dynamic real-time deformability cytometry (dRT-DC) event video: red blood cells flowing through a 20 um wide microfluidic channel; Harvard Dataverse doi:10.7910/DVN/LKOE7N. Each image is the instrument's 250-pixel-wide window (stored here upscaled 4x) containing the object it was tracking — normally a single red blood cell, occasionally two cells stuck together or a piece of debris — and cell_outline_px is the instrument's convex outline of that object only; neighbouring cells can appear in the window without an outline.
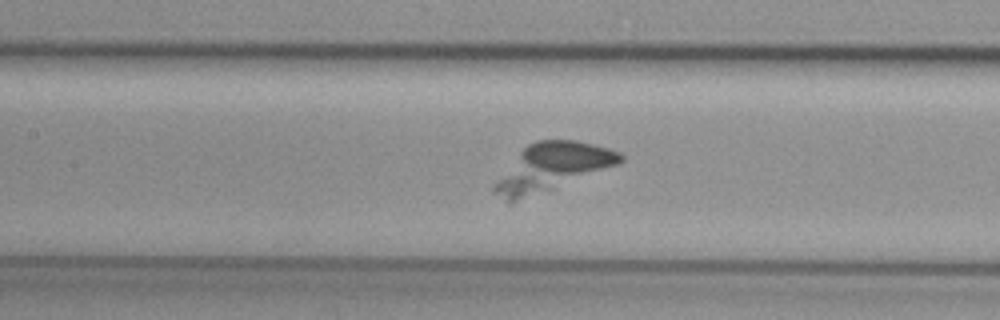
{"species": "common noctule bat (a hibernating species)", "species_latin": "Nyctalus noctula", "temperature_condition": "cold", "stored_images_in_passage": 46, "segment_of_instrument_passage": [2, 2], "camera_frame_rate_fps": 3000, "um_per_image_px": 0.085, "animal": {"sex": "female", "body_mass_g": 29.2, "forearm_length_mm": 56.3}, "frame": {"image": 1, "passage_image": 17, "time_ms": 5.333, "image_size_px": [1000, 320], "cell_outline_px": [[624, 160], [620, 164], [508, 204], [492, 192], [492, 184], [520, 152], [528, 144], [536, 140], [576, 140], [608, 148], [620, 152], [624, 156]], "centroid_in_image_um": [46.89, 14.21], "position_along_channel_um": 160.5, "area_um2": 34.51}}
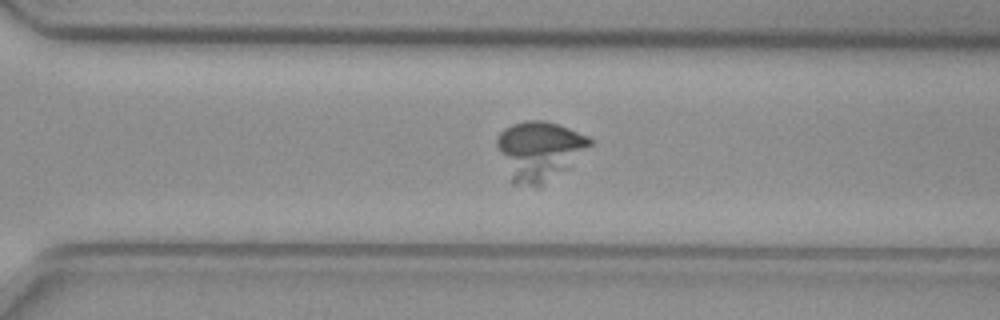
{"frame": {"image": 2, "passage_image": 30, "time_ms": 9.667, "image_size_px": [1000, 320], "cell_outline_px": [[592, 144], [568, 168], [540, 188], [536, 188], [512, 184], [496, 144], [496, 136], [504, 128], [512, 124], [524, 120], [544, 120], [568, 128], [588, 136], [592, 140]], "centroid_in_image_um": [45.82, 12.83], "position_along_channel_um": 324.8, "area_um2": 32.31}}
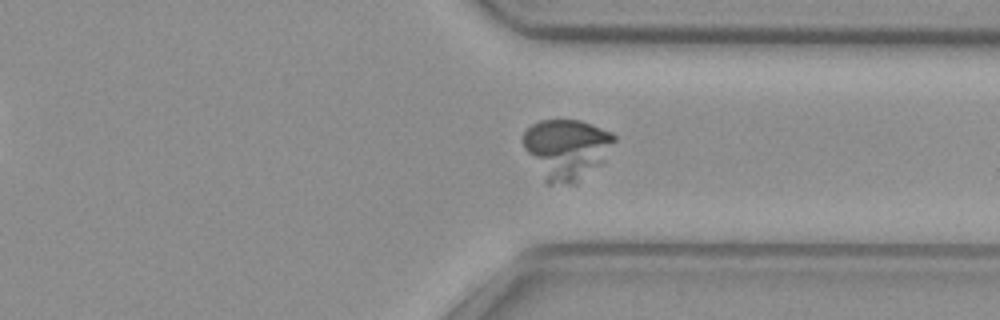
{"frame": {"image": 3, "passage_image": 33, "time_ms": 10.667, "image_size_px": [1000, 320], "cell_outline_px": [[616, 140], [604, 160], [600, 164], [576, 184], [548, 184], [544, 180], [524, 148], [524, 132], [532, 124], [540, 120], [580, 120], [612, 132], [616, 136]], "centroid_in_image_um": [48.18, 12.67], "position_along_channel_um": 363.2, "area_um2": 31.91}}